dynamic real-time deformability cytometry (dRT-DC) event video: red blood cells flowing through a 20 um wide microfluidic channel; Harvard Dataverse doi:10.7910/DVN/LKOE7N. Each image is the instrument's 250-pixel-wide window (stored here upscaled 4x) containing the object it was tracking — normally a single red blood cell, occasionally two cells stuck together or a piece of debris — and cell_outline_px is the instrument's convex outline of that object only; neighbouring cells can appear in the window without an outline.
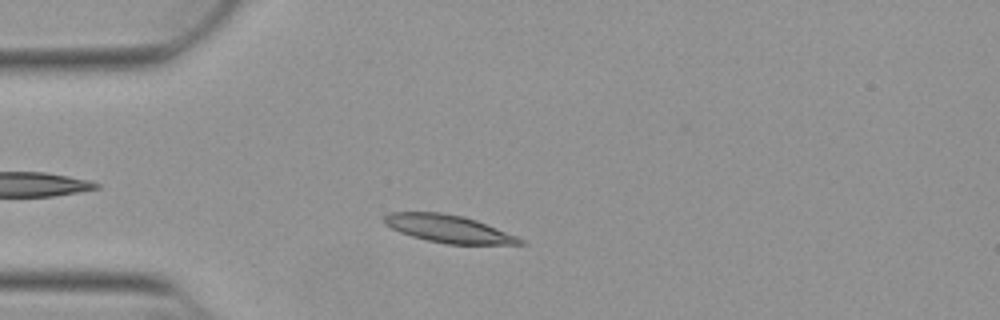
{"species": "Egyptian fruit bat (a non-hibernating species)", "species_latin": "Rousettus aegyptiacus", "temperature_condition": "warm", "stored_images_in_passage": 14, "camera_frame_rate_fps": 3000, "um_per_image_px": 0.085, "animal": {"sex": "female"}, "frame": {"image": 1, "passage_image": 8, "time_ms": 2.333, "image_size_px": [1000, 320], "cell_outline_px": [[528, 244], [448, 244], [428, 240], [412, 236], [400, 232], [384, 224], [380, 220], [388, 212], [440, 212], [464, 216], [476, 220], [516, 236], [524, 240]], "centroid_in_image_um": [38.08, 19.43], "position_along_channel_um": 46.9, "area_um2": 21.79}}
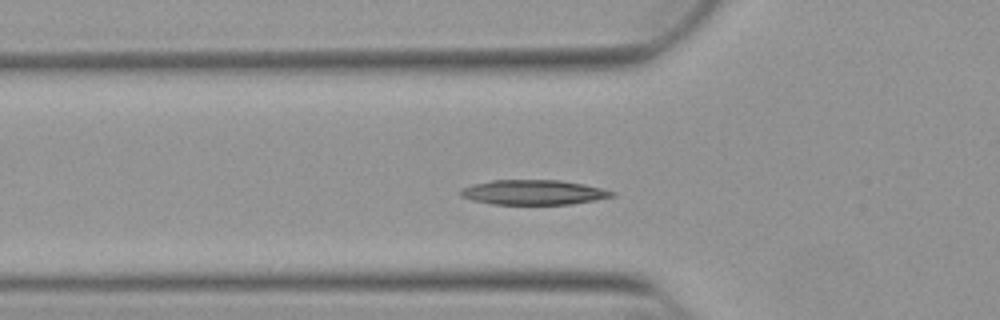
{"frame": {"image": 2, "passage_image": 12, "time_ms": 3.667, "image_size_px": [1000, 320], "cell_outline_px": [[616, 196], [596, 200], [572, 204], [492, 204], [472, 200], [460, 196], [460, 188], [472, 184], [492, 180], [560, 180], [584, 184], [604, 188], [616, 192]], "centroid_in_image_um": [45.37, 16.34], "position_along_channel_um": 80.4, "area_um2": 22.14}}